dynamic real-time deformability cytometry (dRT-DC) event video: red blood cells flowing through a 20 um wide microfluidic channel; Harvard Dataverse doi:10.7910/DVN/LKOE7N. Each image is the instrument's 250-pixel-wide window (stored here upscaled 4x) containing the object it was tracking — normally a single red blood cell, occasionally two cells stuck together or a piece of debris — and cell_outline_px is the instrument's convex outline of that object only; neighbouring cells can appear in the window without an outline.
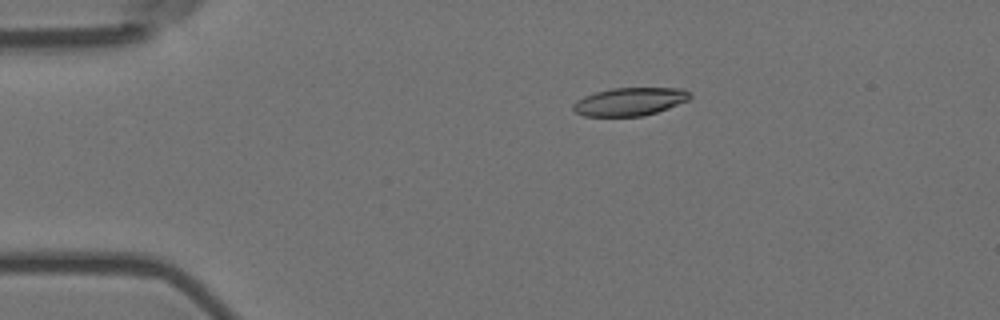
{"species": "Egyptian fruit bat (a non-hibernating species)", "species_latin": "Rousettus aegyptiacus", "temperature_condition": "room temperature", "stored_images_in_passage": 7, "camera_frame_rate_fps": 3000, "um_per_image_px": 0.085, "animal": {"sex": "female"}, "frame": {"image": 1, "passage_image": 3, "time_ms": 0.667, "image_size_px": [1000, 320], "cell_outline_px": [[692, 96], [688, 100], [668, 108], [644, 116], [584, 116], [576, 112], [572, 108], [572, 104], [576, 100], [584, 96], [596, 92], [612, 88], [684, 88]], "centroid_in_image_um": [53.52, 8.63], "position_along_channel_um": 31.5, "area_um2": 19.07}}
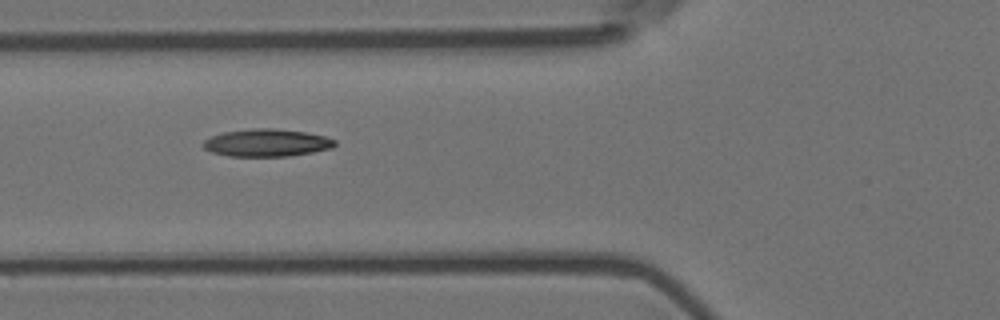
{"frame": {"image": 2, "passage_image": 6, "time_ms": 1.667, "image_size_px": [1000, 320], "cell_outline_px": [[336, 144], [332, 148], [312, 152], [288, 156], [228, 156], [212, 152], [204, 148], [200, 144], [204, 140], [212, 136], [224, 132], [252, 128], [272, 128], [304, 132], [324, 136], [336, 140]], "centroid_in_image_um": [22.65, 12.14], "position_along_channel_um": 103.2, "area_um2": 21.04}}
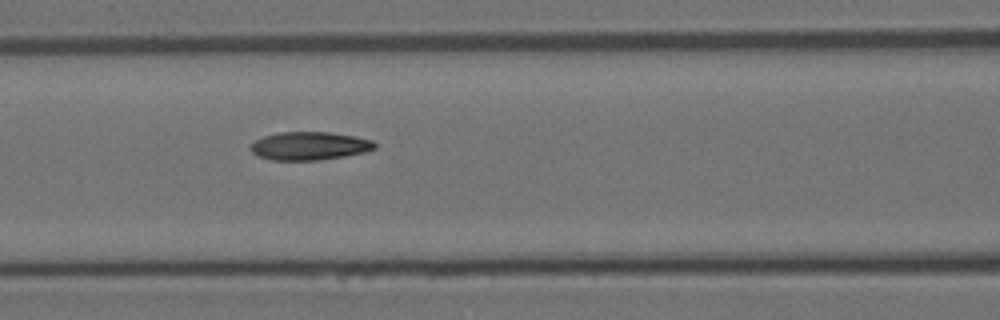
{"frame": {"image": 3, "passage_image": 7, "time_ms": 2.0, "image_size_px": [1000, 320], "cell_outline_px": [[376, 148], [364, 152], [344, 156], [320, 160], [272, 160], [256, 156], [252, 152], [252, 144], [256, 140], [264, 136], [280, 132], [328, 132], [352, 136], [372, 140], [376, 144]], "centroid_in_image_um": [26.3, 12.41], "position_along_channel_um": 140.3, "area_um2": 20.23}}